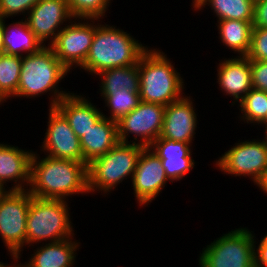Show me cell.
Listing matches in <instances>:
<instances>
[{
  "label": "cell",
  "mask_w": 267,
  "mask_h": 267,
  "mask_svg": "<svg viewBox=\"0 0 267 267\" xmlns=\"http://www.w3.org/2000/svg\"><path fill=\"white\" fill-rule=\"evenodd\" d=\"M36 154L31 158L28 189L32 196L66 200L72 194L89 192L86 163L49 156L40 160Z\"/></svg>",
  "instance_id": "cell-1"
},
{
  "label": "cell",
  "mask_w": 267,
  "mask_h": 267,
  "mask_svg": "<svg viewBox=\"0 0 267 267\" xmlns=\"http://www.w3.org/2000/svg\"><path fill=\"white\" fill-rule=\"evenodd\" d=\"M147 49L127 32L98 24L89 54L81 68L96 75L107 69L135 65Z\"/></svg>",
  "instance_id": "cell-2"
},
{
  "label": "cell",
  "mask_w": 267,
  "mask_h": 267,
  "mask_svg": "<svg viewBox=\"0 0 267 267\" xmlns=\"http://www.w3.org/2000/svg\"><path fill=\"white\" fill-rule=\"evenodd\" d=\"M140 101L167 106L182 97L183 79L160 50H146L138 61Z\"/></svg>",
  "instance_id": "cell-3"
},
{
  "label": "cell",
  "mask_w": 267,
  "mask_h": 267,
  "mask_svg": "<svg viewBox=\"0 0 267 267\" xmlns=\"http://www.w3.org/2000/svg\"><path fill=\"white\" fill-rule=\"evenodd\" d=\"M68 71L48 45L35 54L23 55L19 85L14 97L33 98L51 91L52 94L54 92L52 97L55 98L51 99L50 107H55L60 100L70 94L57 89V84Z\"/></svg>",
  "instance_id": "cell-4"
},
{
  "label": "cell",
  "mask_w": 267,
  "mask_h": 267,
  "mask_svg": "<svg viewBox=\"0 0 267 267\" xmlns=\"http://www.w3.org/2000/svg\"><path fill=\"white\" fill-rule=\"evenodd\" d=\"M67 204L62 199L32 196L26 220V244L30 246L43 240L53 243L71 238L74 230Z\"/></svg>",
  "instance_id": "cell-5"
},
{
  "label": "cell",
  "mask_w": 267,
  "mask_h": 267,
  "mask_svg": "<svg viewBox=\"0 0 267 267\" xmlns=\"http://www.w3.org/2000/svg\"><path fill=\"white\" fill-rule=\"evenodd\" d=\"M144 146L118 142L106 154L95 158L87 165L88 191L110 192L126 177L135 172L140 153ZM132 174V175H131Z\"/></svg>",
  "instance_id": "cell-6"
},
{
  "label": "cell",
  "mask_w": 267,
  "mask_h": 267,
  "mask_svg": "<svg viewBox=\"0 0 267 267\" xmlns=\"http://www.w3.org/2000/svg\"><path fill=\"white\" fill-rule=\"evenodd\" d=\"M254 237L247 228L224 234L203 248L200 267H255Z\"/></svg>",
  "instance_id": "cell-7"
},
{
  "label": "cell",
  "mask_w": 267,
  "mask_h": 267,
  "mask_svg": "<svg viewBox=\"0 0 267 267\" xmlns=\"http://www.w3.org/2000/svg\"><path fill=\"white\" fill-rule=\"evenodd\" d=\"M31 199L28 187L4 190L0 194V236L14 261L20 259L21 249L26 245V220Z\"/></svg>",
  "instance_id": "cell-8"
},
{
  "label": "cell",
  "mask_w": 267,
  "mask_h": 267,
  "mask_svg": "<svg viewBox=\"0 0 267 267\" xmlns=\"http://www.w3.org/2000/svg\"><path fill=\"white\" fill-rule=\"evenodd\" d=\"M253 140L235 144L216 161V167L236 177L250 176L257 185L267 173V144L264 139Z\"/></svg>",
  "instance_id": "cell-9"
},
{
  "label": "cell",
  "mask_w": 267,
  "mask_h": 267,
  "mask_svg": "<svg viewBox=\"0 0 267 267\" xmlns=\"http://www.w3.org/2000/svg\"><path fill=\"white\" fill-rule=\"evenodd\" d=\"M166 106L140 101L129 114L117 121L119 142L129 143V133L134 134L135 144L149 147L160 137ZM128 135V137H127Z\"/></svg>",
  "instance_id": "cell-10"
},
{
  "label": "cell",
  "mask_w": 267,
  "mask_h": 267,
  "mask_svg": "<svg viewBox=\"0 0 267 267\" xmlns=\"http://www.w3.org/2000/svg\"><path fill=\"white\" fill-rule=\"evenodd\" d=\"M71 22L62 28L55 41L48 44L54 51L57 59L69 70L75 65L82 66L89 54L96 25L88 22Z\"/></svg>",
  "instance_id": "cell-11"
},
{
  "label": "cell",
  "mask_w": 267,
  "mask_h": 267,
  "mask_svg": "<svg viewBox=\"0 0 267 267\" xmlns=\"http://www.w3.org/2000/svg\"><path fill=\"white\" fill-rule=\"evenodd\" d=\"M48 120V129L42 145L48 153L47 156L83 162L80 139L65 117L55 107H50Z\"/></svg>",
  "instance_id": "cell-12"
},
{
  "label": "cell",
  "mask_w": 267,
  "mask_h": 267,
  "mask_svg": "<svg viewBox=\"0 0 267 267\" xmlns=\"http://www.w3.org/2000/svg\"><path fill=\"white\" fill-rule=\"evenodd\" d=\"M151 150L150 147L142 149L132 177L134 195L140 206L151 203L169 180L161 159Z\"/></svg>",
  "instance_id": "cell-13"
},
{
  "label": "cell",
  "mask_w": 267,
  "mask_h": 267,
  "mask_svg": "<svg viewBox=\"0 0 267 267\" xmlns=\"http://www.w3.org/2000/svg\"><path fill=\"white\" fill-rule=\"evenodd\" d=\"M28 15L26 22L29 29L42 44L50 38L52 39L49 43L52 44L62 30L59 26L68 19H74L67 0H40Z\"/></svg>",
  "instance_id": "cell-14"
},
{
  "label": "cell",
  "mask_w": 267,
  "mask_h": 267,
  "mask_svg": "<svg viewBox=\"0 0 267 267\" xmlns=\"http://www.w3.org/2000/svg\"><path fill=\"white\" fill-rule=\"evenodd\" d=\"M197 125V117L190 97L170 103L165 108L160 138L192 143Z\"/></svg>",
  "instance_id": "cell-15"
},
{
  "label": "cell",
  "mask_w": 267,
  "mask_h": 267,
  "mask_svg": "<svg viewBox=\"0 0 267 267\" xmlns=\"http://www.w3.org/2000/svg\"><path fill=\"white\" fill-rule=\"evenodd\" d=\"M190 146L189 143L160 137L149 146L161 159L170 182L179 181L194 167L195 163L191 157Z\"/></svg>",
  "instance_id": "cell-16"
},
{
  "label": "cell",
  "mask_w": 267,
  "mask_h": 267,
  "mask_svg": "<svg viewBox=\"0 0 267 267\" xmlns=\"http://www.w3.org/2000/svg\"><path fill=\"white\" fill-rule=\"evenodd\" d=\"M238 57V58H237ZM220 62L218 68V84L226 95L240 101L253 87L250 60L246 56H237Z\"/></svg>",
  "instance_id": "cell-17"
},
{
  "label": "cell",
  "mask_w": 267,
  "mask_h": 267,
  "mask_svg": "<svg viewBox=\"0 0 267 267\" xmlns=\"http://www.w3.org/2000/svg\"><path fill=\"white\" fill-rule=\"evenodd\" d=\"M32 155L33 151L29 152L15 146L12 147V145L0 143V187L3 191L6 190L4 184L9 180L15 182V186L13 185L9 190H24L23 184L25 182V186L30 184Z\"/></svg>",
  "instance_id": "cell-18"
},
{
  "label": "cell",
  "mask_w": 267,
  "mask_h": 267,
  "mask_svg": "<svg viewBox=\"0 0 267 267\" xmlns=\"http://www.w3.org/2000/svg\"><path fill=\"white\" fill-rule=\"evenodd\" d=\"M55 108L65 117L79 139L104 116L85 97L73 93L60 100Z\"/></svg>",
  "instance_id": "cell-19"
},
{
  "label": "cell",
  "mask_w": 267,
  "mask_h": 267,
  "mask_svg": "<svg viewBox=\"0 0 267 267\" xmlns=\"http://www.w3.org/2000/svg\"><path fill=\"white\" fill-rule=\"evenodd\" d=\"M105 116L80 138L83 162L87 165L106 154L119 142L117 122Z\"/></svg>",
  "instance_id": "cell-20"
},
{
  "label": "cell",
  "mask_w": 267,
  "mask_h": 267,
  "mask_svg": "<svg viewBox=\"0 0 267 267\" xmlns=\"http://www.w3.org/2000/svg\"><path fill=\"white\" fill-rule=\"evenodd\" d=\"M79 243L68 238L62 241L47 243L36 249L35 254L22 267H71L75 262V251Z\"/></svg>",
  "instance_id": "cell-21"
},
{
  "label": "cell",
  "mask_w": 267,
  "mask_h": 267,
  "mask_svg": "<svg viewBox=\"0 0 267 267\" xmlns=\"http://www.w3.org/2000/svg\"><path fill=\"white\" fill-rule=\"evenodd\" d=\"M11 24L7 28L4 22V54L22 57L23 52L35 54L45 46V43L42 44L29 29L26 20Z\"/></svg>",
  "instance_id": "cell-22"
},
{
  "label": "cell",
  "mask_w": 267,
  "mask_h": 267,
  "mask_svg": "<svg viewBox=\"0 0 267 267\" xmlns=\"http://www.w3.org/2000/svg\"><path fill=\"white\" fill-rule=\"evenodd\" d=\"M253 21L221 20L218 21L220 39L229 49L246 56L250 49Z\"/></svg>",
  "instance_id": "cell-23"
},
{
  "label": "cell",
  "mask_w": 267,
  "mask_h": 267,
  "mask_svg": "<svg viewBox=\"0 0 267 267\" xmlns=\"http://www.w3.org/2000/svg\"><path fill=\"white\" fill-rule=\"evenodd\" d=\"M207 4L211 5V9L218 16V21L229 19L253 21L255 0H196L193 8L203 9Z\"/></svg>",
  "instance_id": "cell-24"
},
{
  "label": "cell",
  "mask_w": 267,
  "mask_h": 267,
  "mask_svg": "<svg viewBox=\"0 0 267 267\" xmlns=\"http://www.w3.org/2000/svg\"><path fill=\"white\" fill-rule=\"evenodd\" d=\"M96 75L102 76L100 88V94L102 95H110L114 91L124 88L132 92H139L138 64L107 69Z\"/></svg>",
  "instance_id": "cell-25"
},
{
  "label": "cell",
  "mask_w": 267,
  "mask_h": 267,
  "mask_svg": "<svg viewBox=\"0 0 267 267\" xmlns=\"http://www.w3.org/2000/svg\"><path fill=\"white\" fill-rule=\"evenodd\" d=\"M21 64L22 57L20 56L0 54V105L2 101L16 94Z\"/></svg>",
  "instance_id": "cell-26"
},
{
  "label": "cell",
  "mask_w": 267,
  "mask_h": 267,
  "mask_svg": "<svg viewBox=\"0 0 267 267\" xmlns=\"http://www.w3.org/2000/svg\"><path fill=\"white\" fill-rule=\"evenodd\" d=\"M101 96L105 99L106 106L110 108L111 115L108 118L116 122L134 110L140 102L139 92H132L125 88L114 91L110 95Z\"/></svg>",
  "instance_id": "cell-27"
},
{
  "label": "cell",
  "mask_w": 267,
  "mask_h": 267,
  "mask_svg": "<svg viewBox=\"0 0 267 267\" xmlns=\"http://www.w3.org/2000/svg\"><path fill=\"white\" fill-rule=\"evenodd\" d=\"M243 121L261 123L267 113V92L252 88L240 101ZM244 113V114H243Z\"/></svg>",
  "instance_id": "cell-28"
},
{
  "label": "cell",
  "mask_w": 267,
  "mask_h": 267,
  "mask_svg": "<svg viewBox=\"0 0 267 267\" xmlns=\"http://www.w3.org/2000/svg\"><path fill=\"white\" fill-rule=\"evenodd\" d=\"M70 12L75 20L77 18L89 19L91 22L101 19L109 7L110 0H67ZM93 20V21H92Z\"/></svg>",
  "instance_id": "cell-29"
},
{
  "label": "cell",
  "mask_w": 267,
  "mask_h": 267,
  "mask_svg": "<svg viewBox=\"0 0 267 267\" xmlns=\"http://www.w3.org/2000/svg\"><path fill=\"white\" fill-rule=\"evenodd\" d=\"M246 57L250 61H267V28L253 27Z\"/></svg>",
  "instance_id": "cell-30"
},
{
  "label": "cell",
  "mask_w": 267,
  "mask_h": 267,
  "mask_svg": "<svg viewBox=\"0 0 267 267\" xmlns=\"http://www.w3.org/2000/svg\"><path fill=\"white\" fill-rule=\"evenodd\" d=\"M40 0H0V18L29 12Z\"/></svg>",
  "instance_id": "cell-31"
},
{
  "label": "cell",
  "mask_w": 267,
  "mask_h": 267,
  "mask_svg": "<svg viewBox=\"0 0 267 267\" xmlns=\"http://www.w3.org/2000/svg\"><path fill=\"white\" fill-rule=\"evenodd\" d=\"M252 87L267 92V61H250Z\"/></svg>",
  "instance_id": "cell-32"
},
{
  "label": "cell",
  "mask_w": 267,
  "mask_h": 267,
  "mask_svg": "<svg viewBox=\"0 0 267 267\" xmlns=\"http://www.w3.org/2000/svg\"><path fill=\"white\" fill-rule=\"evenodd\" d=\"M253 27L267 28V0H255Z\"/></svg>",
  "instance_id": "cell-33"
},
{
  "label": "cell",
  "mask_w": 267,
  "mask_h": 267,
  "mask_svg": "<svg viewBox=\"0 0 267 267\" xmlns=\"http://www.w3.org/2000/svg\"><path fill=\"white\" fill-rule=\"evenodd\" d=\"M255 267H267V234L255 250Z\"/></svg>",
  "instance_id": "cell-34"
},
{
  "label": "cell",
  "mask_w": 267,
  "mask_h": 267,
  "mask_svg": "<svg viewBox=\"0 0 267 267\" xmlns=\"http://www.w3.org/2000/svg\"><path fill=\"white\" fill-rule=\"evenodd\" d=\"M4 19L0 18V54H4Z\"/></svg>",
  "instance_id": "cell-35"
},
{
  "label": "cell",
  "mask_w": 267,
  "mask_h": 267,
  "mask_svg": "<svg viewBox=\"0 0 267 267\" xmlns=\"http://www.w3.org/2000/svg\"><path fill=\"white\" fill-rule=\"evenodd\" d=\"M257 186L267 194V173L263 176L262 180L257 184Z\"/></svg>",
  "instance_id": "cell-36"
},
{
  "label": "cell",
  "mask_w": 267,
  "mask_h": 267,
  "mask_svg": "<svg viewBox=\"0 0 267 267\" xmlns=\"http://www.w3.org/2000/svg\"><path fill=\"white\" fill-rule=\"evenodd\" d=\"M260 124H263V126L265 125V128H267V113L265 119Z\"/></svg>",
  "instance_id": "cell-37"
},
{
  "label": "cell",
  "mask_w": 267,
  "mask_h": 267,
  "mask_svg": "<svg viewBox=\"0 0 267 267\" xmlns=\"http://www.w3.org/2000/svg\"><path fill=\"white\" fill-rule=\"evenodd\" d=\"M0 267H12V265L9 266V265H5L4 263L0 262Z\"/></svg>",
  "instance_id": "cell-38"
},
{
  "label": "cell",
  "mask_w": 267,
  "mask_h": 267,
  "mask_svg": "<svg viewBox=\"0 0 267 267\" xmlns=\"http://www.w3.org/2000/svg\"><path fill=\"white\" fill-rule=\"evenodd\" d=\"M265 134H266V136H265V142L267 144V128L265 129Z\"/></svg>",
  "instance_id": "cell-39"
},
{
  "label": "cell",
  "mask_w": 267,
  "mask_h": 267,
  "mask_svg": "<svg viewBox=\"0 0 267 267\" xmlns=\"http://www.w3.org/2000/svg\"><path fill=\"white\" fill-rule=\"evenodd\" d=\"M12 267H22L20 264H17L16 266L13 265Z\"/></svg>",
  "instance_id": "cell-40"
}]
</instances>
